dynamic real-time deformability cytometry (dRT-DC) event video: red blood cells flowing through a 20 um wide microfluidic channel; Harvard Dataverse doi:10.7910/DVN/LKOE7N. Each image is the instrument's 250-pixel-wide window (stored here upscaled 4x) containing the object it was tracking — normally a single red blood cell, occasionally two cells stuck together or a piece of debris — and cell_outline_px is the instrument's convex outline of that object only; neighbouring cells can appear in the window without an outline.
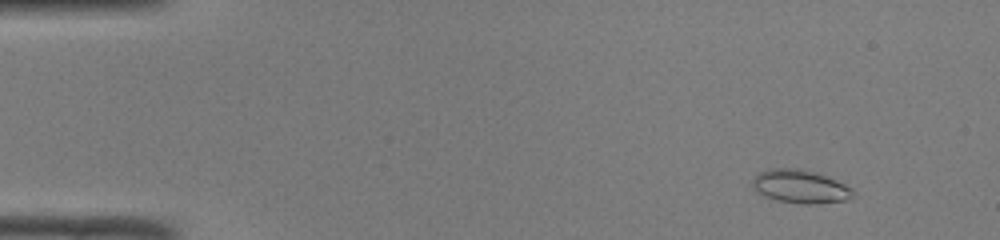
{"species": "common noctule bat (a hibernating species)", "species_latin": "Nyctalus noctula", "temperature_condition": "room temperature", "stored_images_in_passage": 50, "camera_frame_rate_fps": 3000, "um_per_image_px": 0.085, "animal": {"sex": "male", "body_mass_g": 19.0, "forearm_length_mm": 50.8}, "frame": {"image": 1, "passage_image": 5, "time_ms": 1.333, "image_size_px": [1000, 240], "cell_outline_px": [[856, 196], [852, 200], [808, 204], [804, 204], [776, 200], [764, 196], [752, 188], [752, 180], [760, 172], [772, 168], [796, 168], [812, 172], [836, 180], [852, 188]], "centroid_in_image_um": [68.05, 15.87], "position_along_channel_um": 17.0, "area_um2": 19.48}}
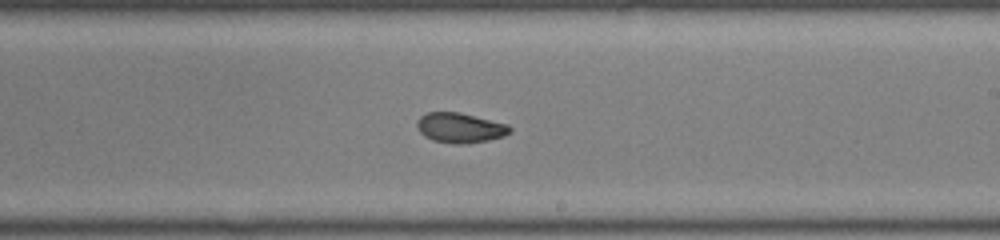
{"frame": {"image": 2, "passage_image": 30, "time_ms": 9.667, "image_size_px": [1000, 240], "cell_outline_px": [[512, 132], [504, 136], [488, 140], [468, 144], [456, 144], [432, 140], [424, 136], [416, 128], [416, 120], [420, 116], [428, 112], [460, 112], [508, 124], [512, 128]], "centroid_in_image_um": [39.1, 10.86], "position_along_channel_um": 249.9, "area_um2": 16.47}}
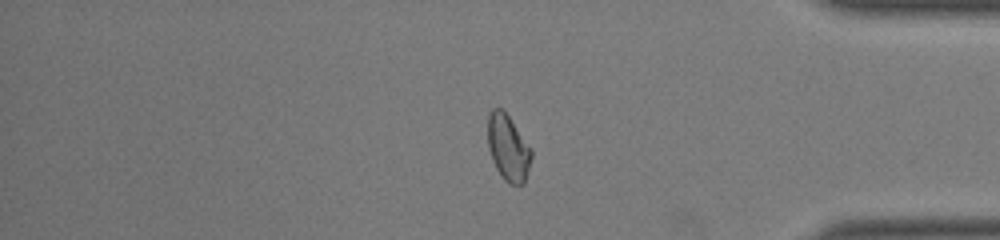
{"frame": {"image": 3, "passage_image": 42, "time_ms": 13.667, "image_size_px": [1000, 240], "cell_outline_px": [[532, 156], [524, 184], [508, 184], [500, 176], [492, 160], [488, 148], [488, 112], [492, 108], [504, 108], [532, 148]], "centroid_in_image_um": [43.19, 12.53], "position_along_channel_um": 392.0, "area_um2": 17.22}, "authors_computed_cell_mechanics": {"area_um2": 17.4556, "velocity_mm_per_s": 4.0857, "shape_relaxation_time_tau1_ms": null, "shape_relaxation_time_tau2_ms": 1.9184, "deformation_change_tau1": null, "deformation_change_tau2": 0.0671}}